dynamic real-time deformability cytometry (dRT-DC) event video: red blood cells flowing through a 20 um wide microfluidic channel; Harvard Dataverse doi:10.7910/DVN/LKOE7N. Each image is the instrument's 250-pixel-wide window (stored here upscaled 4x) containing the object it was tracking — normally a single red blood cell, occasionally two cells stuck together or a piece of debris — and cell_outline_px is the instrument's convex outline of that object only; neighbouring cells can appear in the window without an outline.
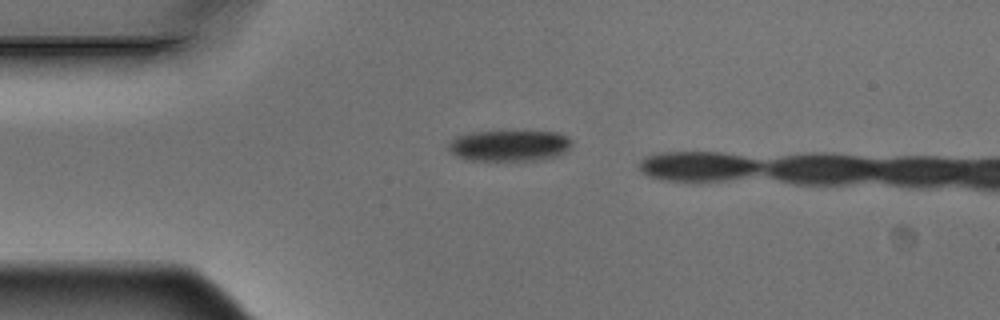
{"species": "Egyptian fruit bat (a non-hibernating species)", "species_latin": "Rousettus aegyptiacus", "temperature_condition": "warm", "stored_images_in_passage": 2, "camera_frame_rate_fps": 3000, "um_per_image_px": 0.085, "animal": {"sex": "male"}, "frame": {"image": 1, "passage_image": 1, "time_ms": 0.0, "image_size_px": [1000, 320], "cell_outline_px": [[572, 144], [560, 156], [536, 160], [468, 160], [456, 156], [448, 152], [448, 144], [456, 136], [472, 132], [560, 132], [568, 136], [572, 140]], "centroid_in_image_um": [43.3, 12.38], "position_along_channel_um": 41.7, "area_um2": 22.37}}